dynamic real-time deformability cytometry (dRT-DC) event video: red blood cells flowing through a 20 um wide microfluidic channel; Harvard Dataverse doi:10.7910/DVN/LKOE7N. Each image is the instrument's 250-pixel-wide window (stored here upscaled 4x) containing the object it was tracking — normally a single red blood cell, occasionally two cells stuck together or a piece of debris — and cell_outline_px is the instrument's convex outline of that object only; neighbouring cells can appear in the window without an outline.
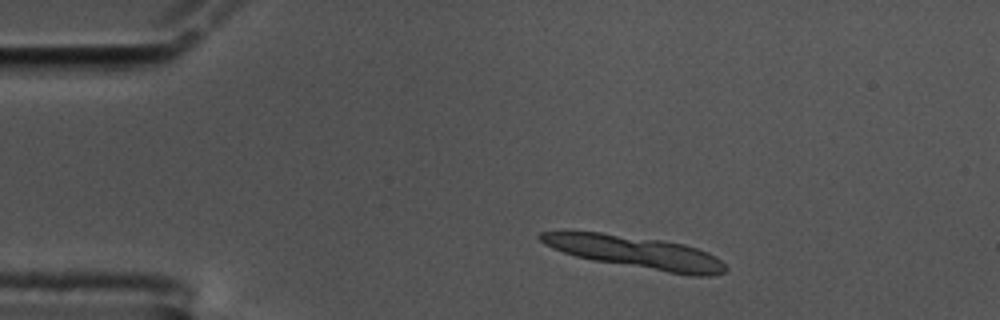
{"species": "common noctule bat (a hibernating species)", "species_latin": "Nyctalus noctula", "temperature_condition": "cold", "stored_images_in_passage": 11, "camera_frame_rate_fps": 3000, "um_per_image_px": 0.085, "animal": {"sex": "male", "body_mass_g": 17.5, "forearm_length_mm": 52.3}, "frame": {"image": 1, "passage_image": 5, "time_ms": 1.333, "image_size_px": [1000, 320], "cell_outline_px": [[728, 268], [724, 272], [712, 276], [692, 276], [592, 260], [576, 256], [552, 248], [544, 244], [536, 236], [540, 232], [600, 232], [660, 240], [684, 244], [708, 252], [716, 256]], "centroid_in_image_um": [54.05, 21.45], "position_along_channel_um": 31.0, "area_um2": 34.68}}